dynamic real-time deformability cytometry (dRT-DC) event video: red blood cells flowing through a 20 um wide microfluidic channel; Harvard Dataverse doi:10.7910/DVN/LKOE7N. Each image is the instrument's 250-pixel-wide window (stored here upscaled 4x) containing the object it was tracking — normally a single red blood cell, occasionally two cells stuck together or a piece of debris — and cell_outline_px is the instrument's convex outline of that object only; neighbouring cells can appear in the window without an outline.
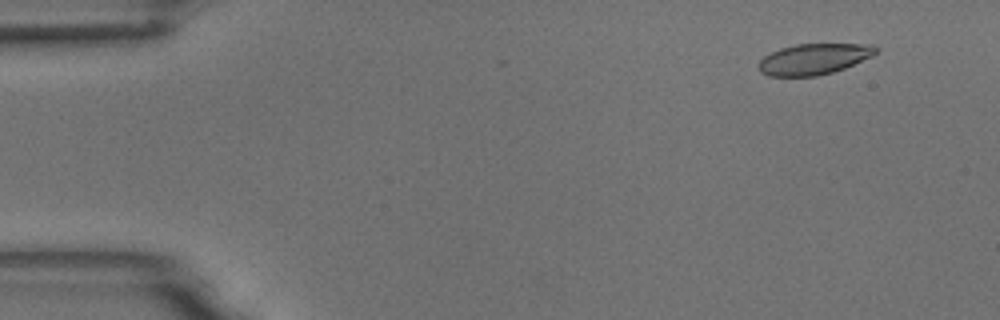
{"species": "common noctule bat (a hibernating species)", "species_latin": "Nyctalus noctula", "temperature_condition": "room temperature", "stored_images_in_passage": 6, "camera_frame_rate_fps": 3000, "um_per_image_px": 0.085, "animal": {"sex": "male", "body_mass_g": 18.8}, "frame": {"image": 1, "passage_image": 2, "time_ms": 0.333, "image_size_px": [1000, 320], "cell_outline_px": [[880, 48], [872, 56], [844, 68], [832, 72], [816, 76], [768, 76], [760, 72], [756, 64], [764, 56], [780, 48], [796, 44], [872, 44]], "centroid_in_image_um": [69.15, 5.02], "position_along_channel_um": 15.8, "area_um2": 21.15}}
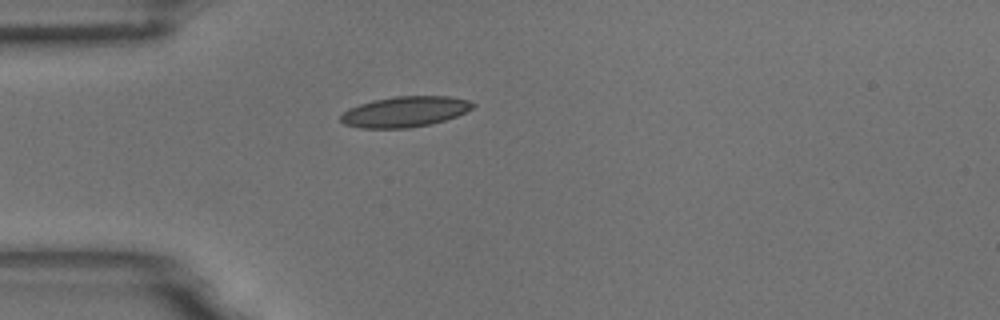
{"frame": {"image": 2, "passage_image": 5, "time_ms": 1.333, "image_size_px": [1000, 320], "cell_outline_px": [[476, 104], [472, 108], [456, 116], [432, 124], [408, 128], [360, 128], [344, 124], [340, 120], [340, 116], [348, 108], [372, 100], [396, 96], [448, 96], [468, 100]], "centroid_in_image_um": [34.39, 9.49], "position_along_channel_um": 50.6, "area_um2": 23.52}}